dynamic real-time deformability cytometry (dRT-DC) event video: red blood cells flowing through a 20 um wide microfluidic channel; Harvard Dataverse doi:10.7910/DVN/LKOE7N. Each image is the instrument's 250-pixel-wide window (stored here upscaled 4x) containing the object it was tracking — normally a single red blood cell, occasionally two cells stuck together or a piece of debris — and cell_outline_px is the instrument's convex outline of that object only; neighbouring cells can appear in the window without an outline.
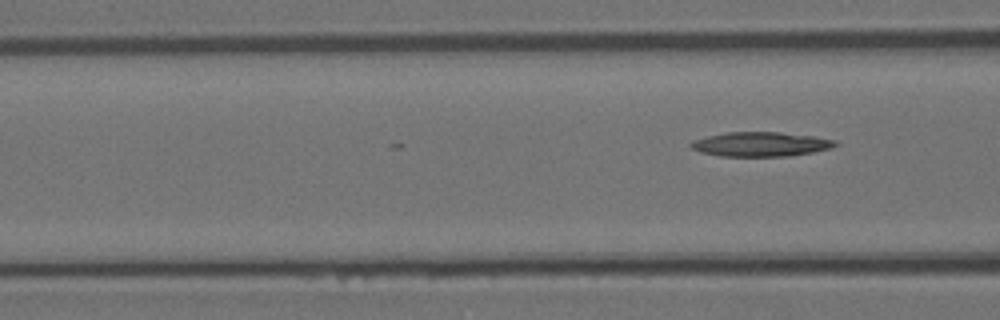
{"species": "Egyptian fruit bat (a non-hibernating species)", "species_latin": "Rousettus aegyptiacus", "temperature_condition": "room temperature", "stored_images_in_passage": 8, "camera_frame_rate_fps": 3000, "um_per_image_px": 0.085, "animal": {"sex": "female"}, "frame": {"image": 1, "passage_image": 8, "time_ms": 2.333, "image_size_px": [1000, 320], "cell_outline_px": [[840, 144], [832, 148], [812, 152], [788, 156], [720, 156], [700, 152], [692, 148], [688, 144], [692, 140], [708, 136], [728, 132], [780, 132], [812, 136], [836, 140]], "centroid_in_image_um": [64.66, 12.26], "position_along_channel_um": 101.9, "area_um2": 20.58}}